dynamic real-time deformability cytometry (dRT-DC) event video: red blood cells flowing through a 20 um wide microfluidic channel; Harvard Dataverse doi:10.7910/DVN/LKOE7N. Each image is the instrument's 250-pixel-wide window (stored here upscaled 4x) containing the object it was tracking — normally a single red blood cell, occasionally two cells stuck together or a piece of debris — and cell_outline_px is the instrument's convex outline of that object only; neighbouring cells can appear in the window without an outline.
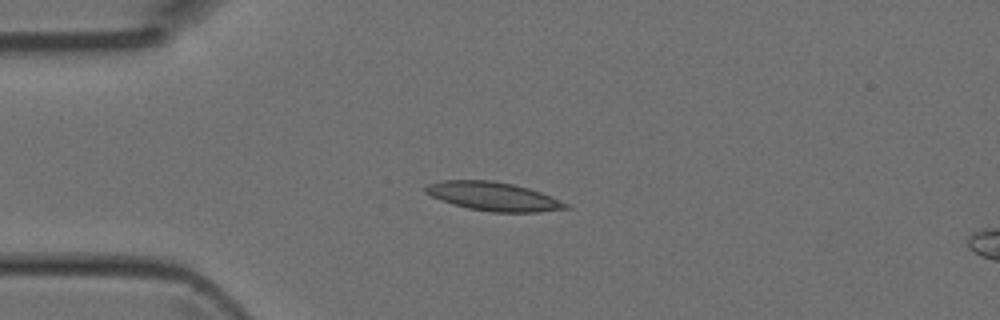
{"species": "Egyptian fruit bat (a non-hibernating species)", "species_latin": "Rousettus aegyptiacus", "temperature_condition": "room temperature", "stored_images_in_passage": 5, "camera_frame_rate_fps": 3000, "um_per_image_px": 0.085, "animal": {"sex": "female"}, "frame": {"image": 1, "passage_image": 3, "time_ms": 0.667, "image_size_px": [1000, 320], "cell_outline_px": [[572, 208], [540, 212], [492, 212], [468, 208], [452, 204], [432, 196], [424, 192], [424, 188], [428, 184], [440, 180], [492, 180], [512, 184], [528, 188], [552, 196], [572, 204]], "centroid_in_image_um": [41.99, 16.7], "position_along_channel_um": 43.0, "area_um2": 23.64}}
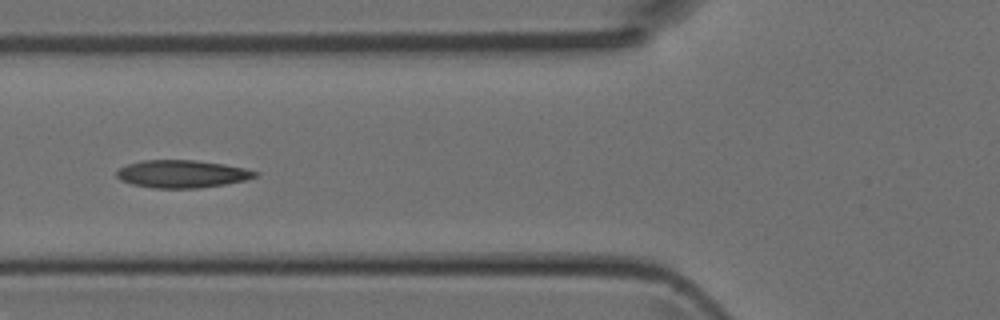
{"frame": {"image": 2, "passage_image": 5, "time_ms": 1.333, "image_size_px": [1000, 320], "cell_outline_px": [[260, 176], [244, 180], [224, 184], [200, 188], [152, 188], [132, 184], [120, 180], [116, 176], [116, 172], [120, 168], [128, 164], [144, 160], [196, 160], [224, 164], [244, 168], [260, 172]], "centroid_in_image_um": [15.49, 14.78], "position_along_channel_um": 110.3, "area_um2": 22.37}}